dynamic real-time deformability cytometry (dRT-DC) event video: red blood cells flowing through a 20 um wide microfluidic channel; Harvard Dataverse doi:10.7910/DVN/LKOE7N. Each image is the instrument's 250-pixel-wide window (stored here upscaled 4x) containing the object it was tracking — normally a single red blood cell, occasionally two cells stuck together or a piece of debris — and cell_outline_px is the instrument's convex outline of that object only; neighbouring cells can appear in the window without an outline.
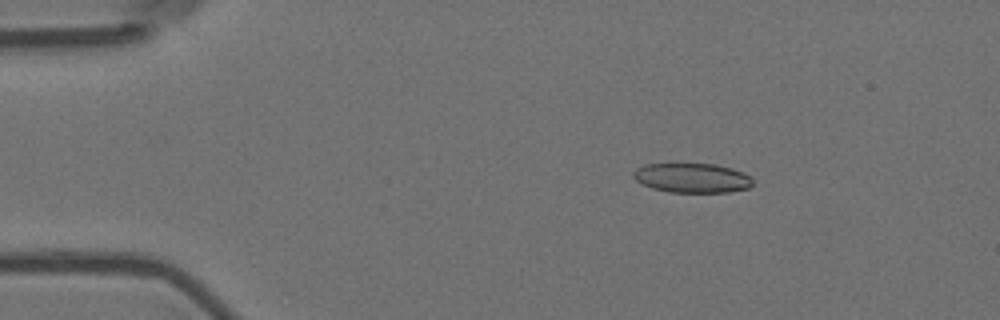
{"species": "Egyptian fruit bat (a non-hibernating species)", "species_latin": "Rousettus aegyptiacus", "temperature_condition": "room temperature", "stored_images_in_passage": 20, "camera_frame_rate_fps": 3000, "um_per_image_px": 0.085, "animal": {"sex": "female"}, "frame": {"image": 1, "passage_image": 9, "time_ms": 2.667, "image_size_px": [1000, 320], "cell_outline_px": [[752, 184], [748, 188], [728, 192], [668, 192], [652, 188], [640, 184], [632, 176], [632, 172], [636, 168], [644, 164], [672, 160], [716, 164], [732, 168], [744, 172], [752, 176]], "centroid_in_image_um": [58.75, 15.06], "position_along_channel_um": 26.2, "area_um2": 21.79}}
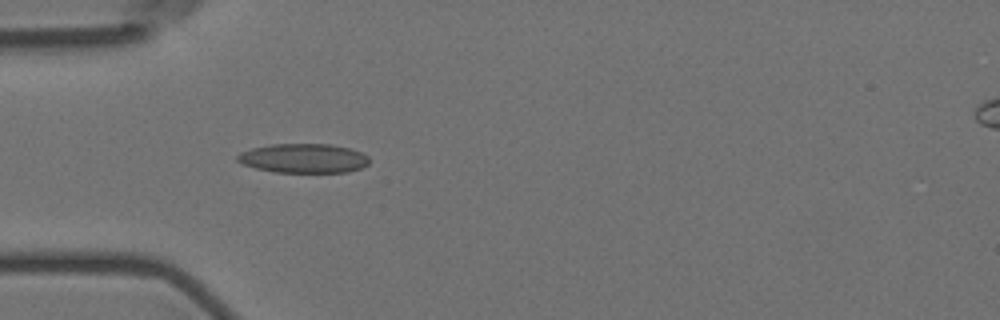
{"frame": {"image": 2, "passage_image": 17, "time_ms": 5.333, "image_size_px": [1000, 320], "cell_outline_px": [[368, 164], [360, 168], [348, 172], [276, 172], [256, 168], [244, 164], [236, 160], [236, 156], [240, 152], [252, 148], [272, 144], [332, 144], [352, 148], [368, 156]], "centroid_in_image_um": [25.81, 13.45], "position_along_channel_um": 59.2, "area_um2": 22.48}}
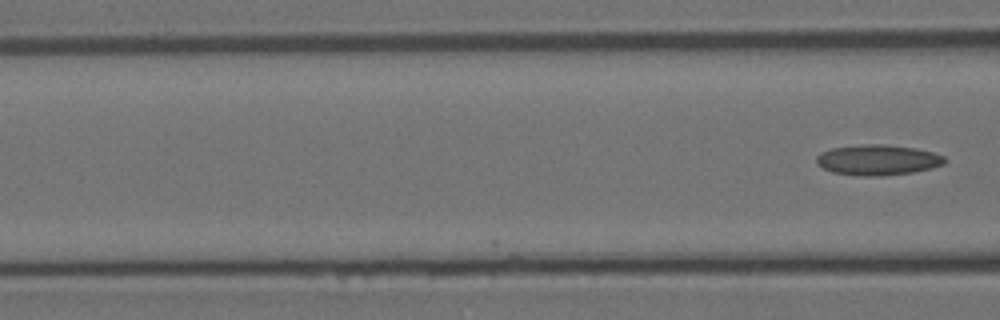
{"frame": {"image": 3, "passage_image": 20, "time_ms": 6.333, "image_size_px": [1000, 320], "cell_outline_px": [[948, 160], [944, 164], [932, 168], [912, 172], [880, 176], [856, 176], [832, 172], [816, 164], [816, 156], [820, 152], [832, 148], [868, 144], [884, 144], [916, 148], [932, 152], [944, 156]], "centroid_in_image_um": [74.61, 13.6], "position_along_channel_um": 92.0, "area_um2": 22.89}}